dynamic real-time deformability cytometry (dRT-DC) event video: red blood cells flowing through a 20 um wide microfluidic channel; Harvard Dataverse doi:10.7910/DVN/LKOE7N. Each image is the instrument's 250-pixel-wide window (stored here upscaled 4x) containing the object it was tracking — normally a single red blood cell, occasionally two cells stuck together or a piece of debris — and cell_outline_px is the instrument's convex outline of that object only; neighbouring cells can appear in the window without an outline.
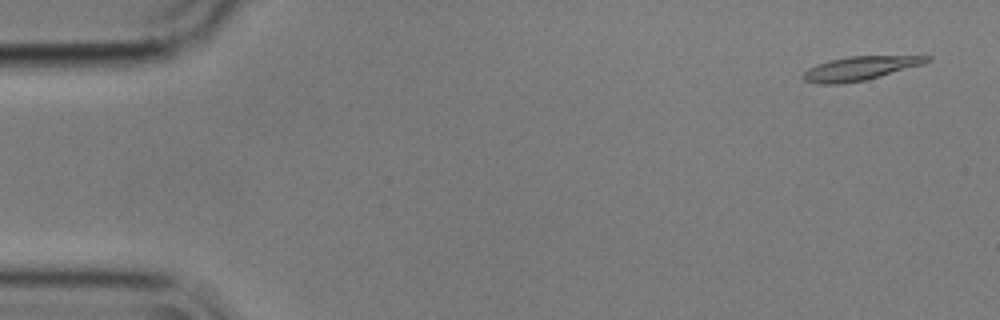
{"species": "common noctule bat (a hibernating species)", "species_latin": "Nyctalus noctula", "temperature_condition": "cold", "stored_images_in_passage": 6, "camera_frame_rate_fps": 3000, "um_per_image_px": 0.085, "animal": {"sex": "male", "body_mass_g": 17.9}, "frame": {"image": 1, "passage_image": 1, "time_ms": 0.0, "image_size_px": [1000, 320], "cell_outline_px": [[932, 60], [924, 64], [880, 76], [864, 80], [840, 84], [820, 84], [804, 80], [804, 72], [808, 68], [816, 64], [848, 56], [932, 56]], "centroid_in_image_um": [73.12, 5.8], "position_along_channel_um": 11.9, "area_um2": 16.99}}
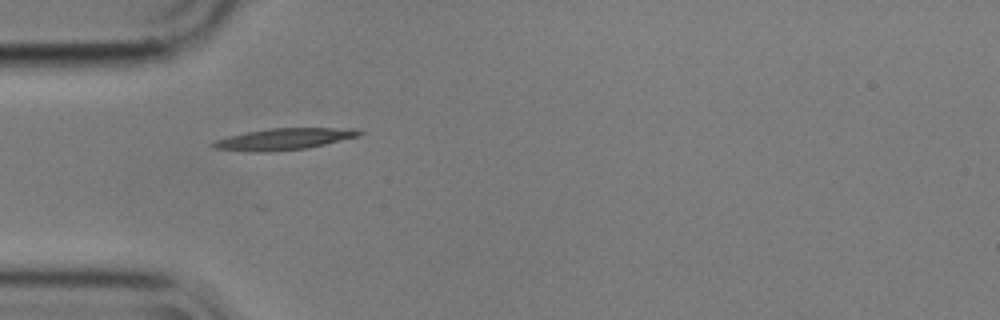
{"frame": {"image": 2, "passage_image": 5, "time_ms": 1.333, "image_size_px": [1000, 320], "cell_outline_px": [[364, 132], [360, 136], [308, 148], [268, 152], [248, 152], [212, 148], [208, 144], [216, 140], [228, 136], [268, 128], [356, 128]], "centroid_in_image_um": [24.13, 11.82], "position_along_channel_um": 60.9, "area_um2": 18.55}}
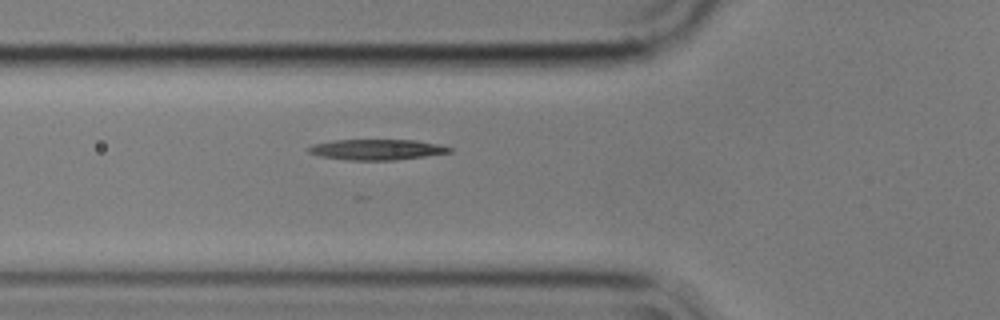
{"frame": {"image": 3, "passage_image": 6, "time_ms": 1.667, "image_size_px": [1000, 320], "cell_outline_px": [[452, 152], [396, 160], [348, 160], [320, 156], [308, 152], [308, 148], [312, 144], [336, 140], [416, 140], [440, 144], [452, 148]], "centroid_in_image_um": [32.04, 12.71], "position_along_channel_um": 93.8, "area_um2": 16.88}}